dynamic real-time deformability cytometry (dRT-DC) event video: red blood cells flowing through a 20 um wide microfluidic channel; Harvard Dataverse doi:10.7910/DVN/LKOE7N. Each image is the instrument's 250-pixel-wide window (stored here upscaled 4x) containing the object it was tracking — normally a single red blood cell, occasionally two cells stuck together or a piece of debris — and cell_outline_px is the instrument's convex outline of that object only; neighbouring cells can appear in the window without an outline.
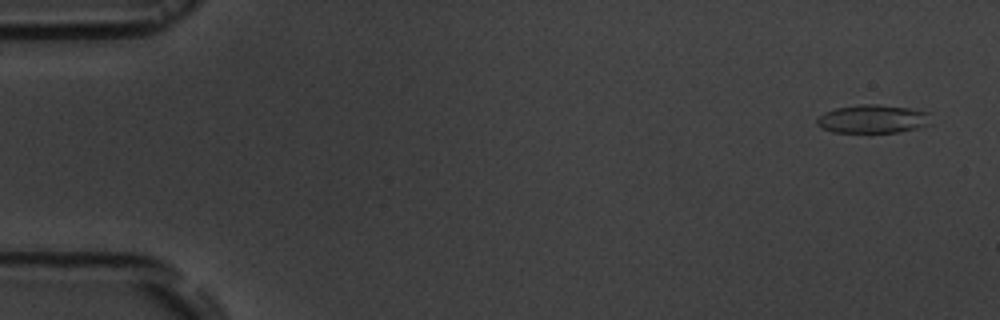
{"species": "common noctule bat (a hibernating species)", "species_latin": "Nyctalus noctula", "temperature_condition": "room temperature", "stored_images_in_passage": 5, "camera_frame_rate_fps": 3000, "um_per_image_px": 0.085, "animal": {"sex": "male", "body_mass_g": 19.5, "forearm_length_mm": 54.6}, "frame": {"image": 1, "passage_image": 1, "time_ms": 0.0, "image_size_px": [1000, 320], "cell_outline_px": [[928, 124], [916, 128], [900, 132], [832, 132], [820, 128], [816, 124], [816, 120], [824, 112], [836, 108], [860, 104], [876, 104], [908, 108], [928, 112]], "centroid_in_image_um": [74.11, 10.11], "position_along_channel_um": 10.9, "area_um2": 18.67}}
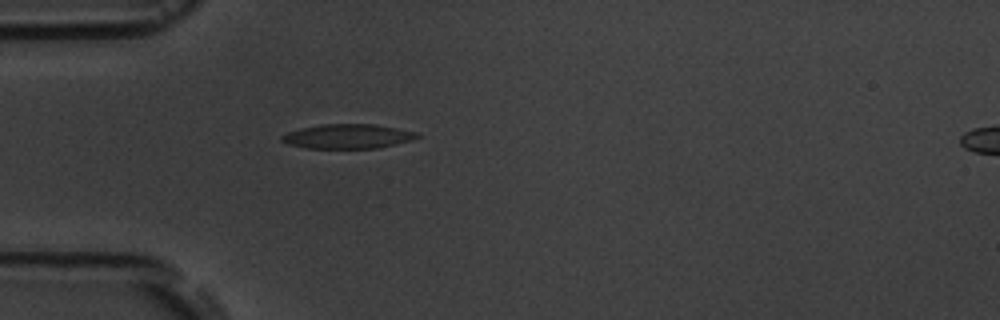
{"frame": {"image": 2, "passage_image": 5, "time_ms": 4.667, "image_size_px": [1000, 320], "cell_outline_px": [[420, 136], [412, 140], [376, 148], [304, 148], [288, 144], [280, 140], [280, 136], [288, 132], [300, 128], [320, 124], [376, 124], [416, 132]], "centroid_in_image_um": [29.51, 11.58], "position_along_channel_um": 55.5, "area_um2": 19.25}}